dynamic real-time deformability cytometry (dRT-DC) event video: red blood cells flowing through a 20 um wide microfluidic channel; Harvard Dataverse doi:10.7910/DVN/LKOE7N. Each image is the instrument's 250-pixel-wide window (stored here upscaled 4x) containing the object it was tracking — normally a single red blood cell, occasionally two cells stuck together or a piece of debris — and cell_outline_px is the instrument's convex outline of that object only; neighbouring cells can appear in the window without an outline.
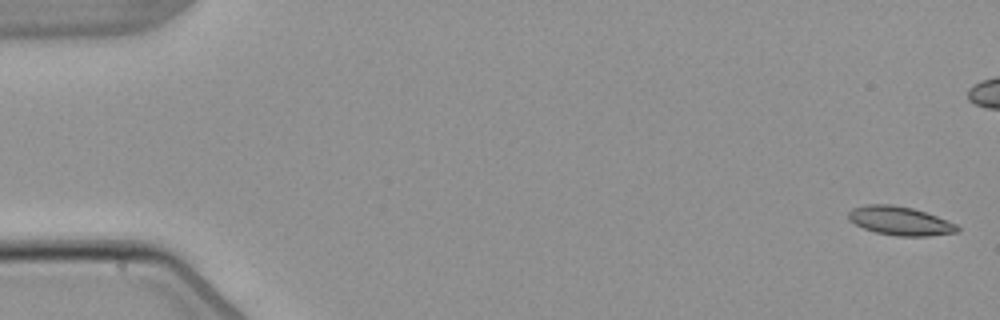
{"species": "common noctule bat (a hibernating species)", "species_latin": "Nyctalus noctula", "temperature_condition": "warm", "stored_images_in_passage": 6, "camera_frame_rate_fps": 3000, "um_per_image_px": 0.085, "animal": {"sex": "male", "body_mass_g": 21.5, "forearm_length_mm": 52.0}, "frame": {"image": 1, "passage_image": 1, "time_ms": 0.0, "image_size_px": [1000, 320], "cell_outline_px": [[960, 232], [928, 236], [896, 236], [876, 232], [864, 228], [848, 220], [848, 212], [852, 208], [868, 204], [892, 204], [912, 208], [936, 216], [956, 224], [960, 228]], "centroid_in_image_um": [76.5, 18.77], "position_along_channel_um": 8.5, "area_um2": 18.21}}